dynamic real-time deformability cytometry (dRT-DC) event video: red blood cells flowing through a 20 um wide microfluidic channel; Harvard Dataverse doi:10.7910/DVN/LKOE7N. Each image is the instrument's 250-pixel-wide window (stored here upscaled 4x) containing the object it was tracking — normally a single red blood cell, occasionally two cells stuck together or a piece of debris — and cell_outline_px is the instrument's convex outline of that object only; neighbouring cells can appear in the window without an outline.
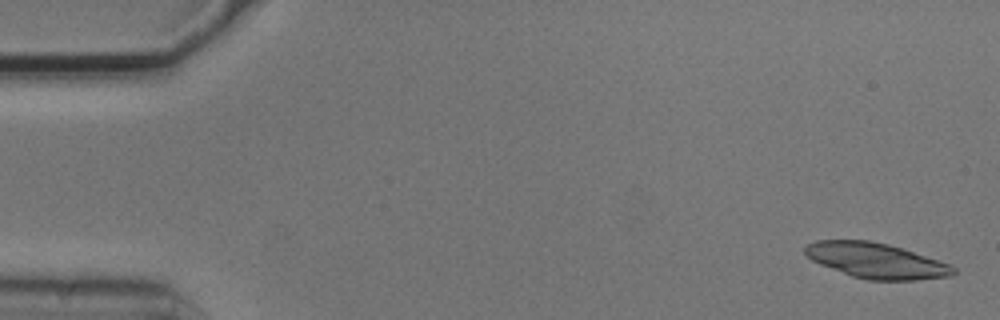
{"species": "common noctule bat (a hibernating species)", "species_latin": "Nyctalus noctula", "temperature_condition": "cold", "stored_images_in_passage": 5, "camera_frame_rate_fps": 3000, "um_per_image_px": 0.085, "animal": {"sex": "male", "body_mass_g": 20.5, "forearm_length_mm": 52.5}, "frame": {"image": 1, "passage_image": 1, "time_ms": 0.0, "image_size_px": [1000, 320], "cell_outline_px": [[956, 272], [952, 276], [916, 280], [868, 280], [852, 276], [820, 264], [812, 260], [804, 252], [804, 248], [808, 244], [816, 240], [868, 240], [888, 244], [948, 264], [956, 268]], "centroid_in_image_um": [74.45, 22.16], "position_along_channel_um": 10.6, "area_um2": 30.11}}